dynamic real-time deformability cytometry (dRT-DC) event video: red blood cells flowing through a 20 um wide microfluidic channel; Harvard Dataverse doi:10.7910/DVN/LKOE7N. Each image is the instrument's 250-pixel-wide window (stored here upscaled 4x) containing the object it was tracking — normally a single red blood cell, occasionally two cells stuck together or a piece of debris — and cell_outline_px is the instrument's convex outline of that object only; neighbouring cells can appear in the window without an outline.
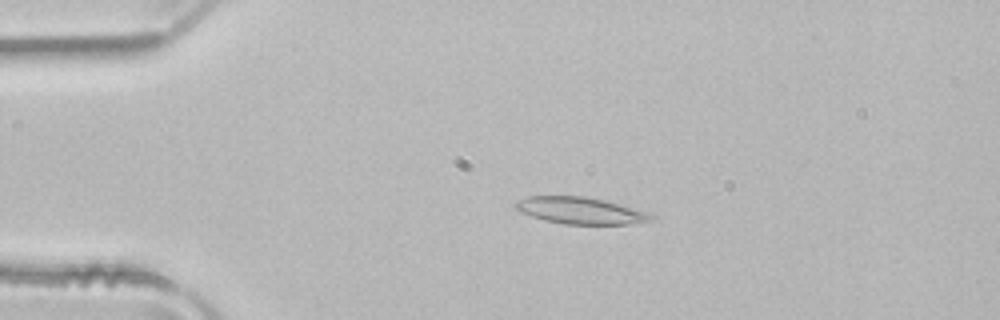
{"species": "common noctule bat (a hibernating species)", "species_latin": "Nyctalus noctula", "temperature_condition": "room temperature", "stored_images_in_passage": 50, "camera_frame_rate_fps": 3000, "um_per_image_px": 0.085, "animal": {"sex": "male", "body_mass_g": 21.5, "forearm_length_mm": 52.0}, "frame": {"image": 1, "passage_image": 10, "time_ms": 3.0, "image_size_px": [1000, 320], "cell_outline_px": [[656, 216], [652, 220], [628, 224], [564, 224], [544, 220], [520, 212], [512, 204], [516, 200], [528, 196], [584, 196], [604, 200], [648, 212]], "centroid_in_image_um": [49.3, 17.89], "position_along_channel_um": 35.7, "area_um2": 21.15}}
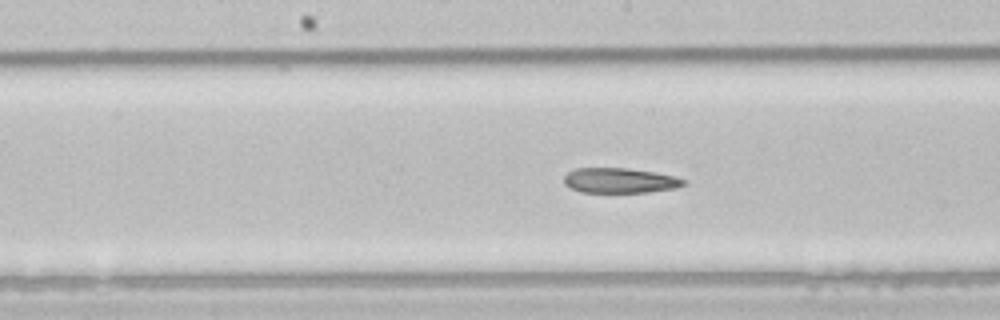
{"frame": {"image": 2, "passage_image": 25, "time_ms": 8.0, "image_size_px": [1000, 320], "cell_outline_px": [[688, 184], [672, 188], [648, 192], [580, 192], [564, 184], [564, 176], [568, 172], [576, 168], [628, 168], [676, 176], [688, 180]], "centroid_in_image_um": [52.7, 15.34], "position_along_channel_um": 195.5, "area_um2": 17.46}}
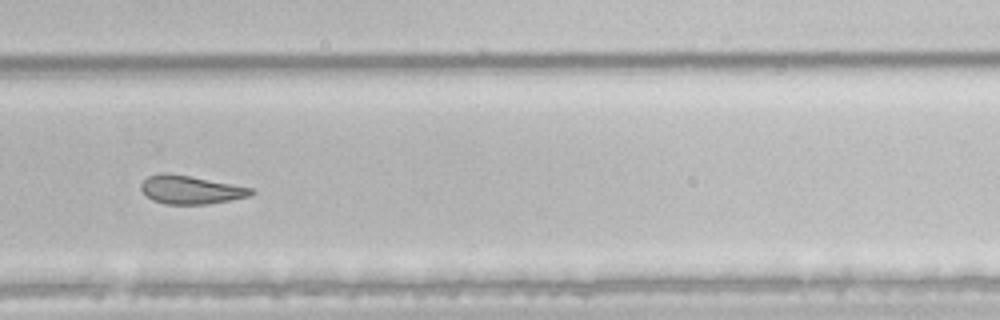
{"frame": {"image": 3, "passage_image": 34, "time_ms": 11.0, "image_size_px": [1000, 320], "cell_outline_px": [[256, 192], [252, 196], [208, 204], [164, 204], [152, 200], [140, 188], [140, 184], [148, 176], [160, 172], [188, 176], [252, 188]], "centroid_in_image_um": [16.21, 16.14], "position_along_channel_um": 313.6, "area_um2": 18.03}, "authors_computed_cell_mechanics": {"area_um2": 20.6924, "velocity_mm_per_s": 3.9579, "shape_relaxation_time_tau1_ms": null, "shape_relaxation_time_tau2_ms": 7.5379, "deformation_change_tau1": null, "deformation_change_tau2": 0.191}}